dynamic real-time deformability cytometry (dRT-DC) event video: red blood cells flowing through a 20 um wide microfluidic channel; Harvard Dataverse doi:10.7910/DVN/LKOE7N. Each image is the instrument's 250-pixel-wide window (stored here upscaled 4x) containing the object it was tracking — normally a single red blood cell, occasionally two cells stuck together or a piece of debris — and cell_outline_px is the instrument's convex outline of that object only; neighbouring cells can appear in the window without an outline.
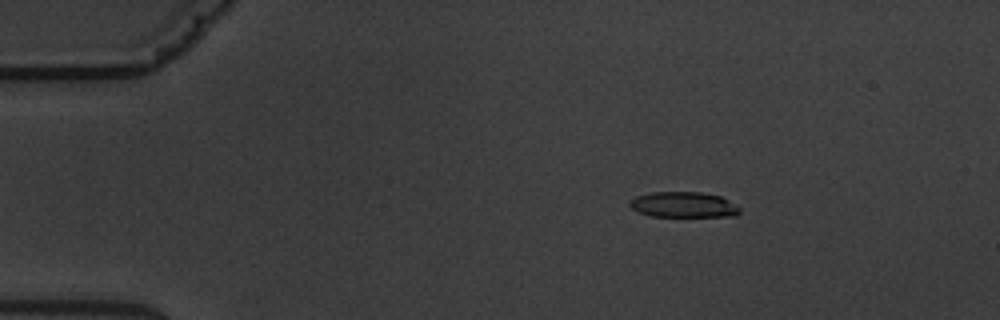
{"species": "common noctule bat (a hibernating species)", "species_latin": "Nyctalus noctula", "temperature_condition": "warm", "stored_images_in_passage": 5, "camera_frame_rate_fps": 3000, "um_per_image_px": 0.085, "animal": {"sex": "male", "body_mass_g": 19.5, "forearm_length_mm": 54.6}, "frame": {"image": 1, "passage_image": 3, "time_ms": 2.333, "image_size_px": [1000, 320], "cell_outline_px": [[740, 212], [736, 216], [652, 216], [640, 212], [632, 208], [628, 204], [636, 196], [652, 192], [700, 192], [720, 196], [728, 200], [740, 208]], "centroid_in_image_um": [58.11, 17.4], "position_along_channel_um": 26.9, "area_um2": 16.18}}